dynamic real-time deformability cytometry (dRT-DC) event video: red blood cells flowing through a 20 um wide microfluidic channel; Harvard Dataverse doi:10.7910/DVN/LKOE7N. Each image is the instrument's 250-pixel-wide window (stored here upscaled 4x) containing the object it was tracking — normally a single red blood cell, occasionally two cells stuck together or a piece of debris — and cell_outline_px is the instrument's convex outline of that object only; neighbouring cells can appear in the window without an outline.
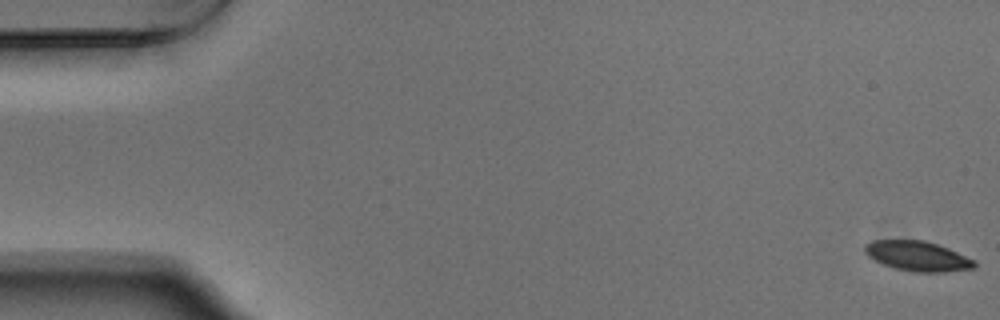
{"species": "Egyptian fruit bat (a non-hibernating species)", "species_latin": "Rousettus aegyptiacus", "temperature_condition": "warm", "stored_images_in_passage": 55, "camera_frame_rate_fps": 3000, "um_per_image_px": 0.085, "animal": {"sex": "male"}, "frame": {"image": 1, "passage_image": 1, "time_ms": 0.0, "image_size_px": [1000, 320], "cell_outline_px": [[976, 264], [972, 268], [944, 272], [916, 272], [896, 268], [884, 264], [868, 256], [864, 252], [864, 244], [872, 240], [924, 240], [948, 248], [976, 260]], "centroid_in_image_um": [77.99, 21.76], "position_along_channel_um": 7.0, "area_um2": 18.96}}
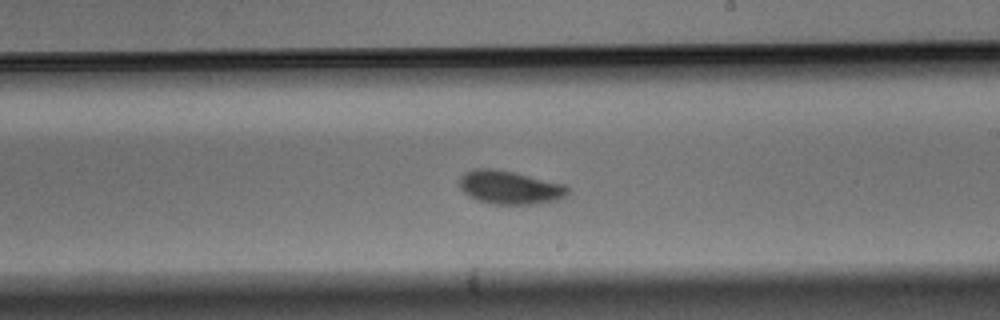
{"frame": {"image": 2, "passage_image": 32, "time_ms": 10.333, "image_size_px": [1000, 320], "cell_outline_px": [[568, 192], [564, 196], [556, 200], [536, 204], [492, 204], [476, 200], [464, 192], [460, 188], [460, 176], [464, 172], [476, 168], [492, 168], [516, 172], [564, 184], [568, 188]], "centroid_in_image_um": [43.3, 15.92], "position_along_channel_um": 245.7, "area_um2": 21.15}}
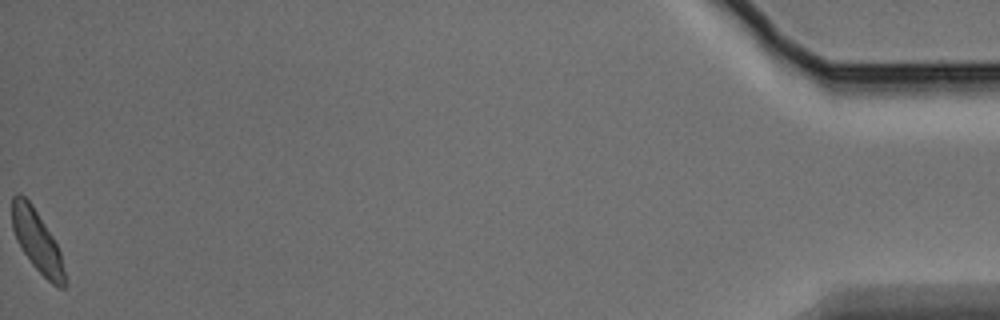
{"frame": {"image": 3, "passage_image": 55, "time_ms": 18.0, "image_size_px": [1000, 320], "cell_outline_px": [[68, 284], [64, 288], [60, 288], [52, 284], [32, 264], [16, 240], [12, 228], [12, 196], [16, 192], [20, 192], [32, 204], [52, 236], [60, 252], [68, 280]], "centroid_in_image_um": [3.17, 20.51], "position_along_channel_um": 432.0, "area_um2": 19.02}, "authors_computed_cell_mechanics": {"area_um2": 20.1144, "velocity_mm_per_s": 3.7308, "shape_relaxation_time_tau1_ms": 4.4846, "shape_relaxation_time_tau2_ms": 4.6511, "deformation_change_tau1": 0.1362, "deformation_change_tau2": 0.0835}}